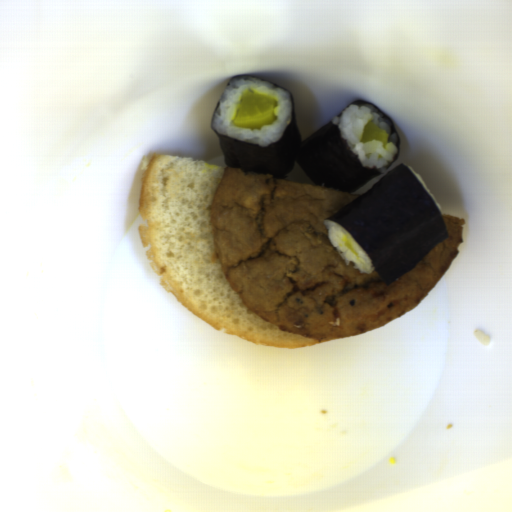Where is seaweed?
<instances>
[{
  "label": "seaweed",
  "mask_w": 512,
  "mask_h": 512,
  "mask_svg": "<svg viewBox=\"0 0 512 512\" xmlns=\"http://www.w3.org/2000/svg\"><path fill=\"white\" fill-rule=\"evenodd\" d=\"M327 220L353 237L388 286L449 236L435 202L402 163Z\"/></svg>",
  "instance_id": "obj_1"
},
{
  "label": "seaweed",
  "mask_w": 512,
  "mask_h": 512,
  "mask_svg": "<svg viewBox=\"0 0 512 512\" xmlns=\"http://www.w3.org/2000/svg\"><path fill=\"white\" fill-rule=\"evenodd\" d=\"M245 76L252 75L237 74L232 79ZM252 77L262 78L289 93L292 103L290 121L280 139L268 145H256L221 135L212 125L220 98L212 113L210 124L218 137L224 165L240 167L242 171L271 175L280 179L285 178L297 162L300 169L316 186L348 194L355 192L383 173L375 168L362 166L360 160L342 139L340 128L333 123V120L303 141L297 125L292 92L264 77Z\"/></svg>",
  "instance_id": "obj_2"
},
{
  "label": "seaweed",
  "mask_w": 512,
  "mask_h": 512,
  "mask_svg": "<svg viewBox=\"0 0 512 512\" xmlns=\"http://www.w3.org/2000/svg\"><path fill=\"white\" fill-rule=\"evenodd\" d=\"M353 104H358V105H360V106H361V105H371V106H375V107H376V108H377V109H378V110H379V111H380V112H381V113H382V114L387 118V120L390 122V124H391V133H395L396 138H397V152H396V155H395V157H394L393 161H392V162L390 163V165L388 166V168H389V167H391L393 164H395V163H396V161H397V159H398V156H399V153H400V150H401V144H400L399 132H398V129H397V127H396L395 123H394V122L389 118V116H388V115H387L383 110H381V109H380L379 107H377L376 105H374V104H372V103H369V102H367V101H365V100H357V99H356V100H354L353 102H351V103H349L348 105H346V106L344 107V109H346L347 107H349L350 105H353ZM344 109H343V110H344ZM343 110H342V111H343ZM342 111H341V112H340L336 117H340V115H341ZM388 168H387V169H388Z\"/></svg>",
  "instance_id": "obj_3"
}]
</instances>
